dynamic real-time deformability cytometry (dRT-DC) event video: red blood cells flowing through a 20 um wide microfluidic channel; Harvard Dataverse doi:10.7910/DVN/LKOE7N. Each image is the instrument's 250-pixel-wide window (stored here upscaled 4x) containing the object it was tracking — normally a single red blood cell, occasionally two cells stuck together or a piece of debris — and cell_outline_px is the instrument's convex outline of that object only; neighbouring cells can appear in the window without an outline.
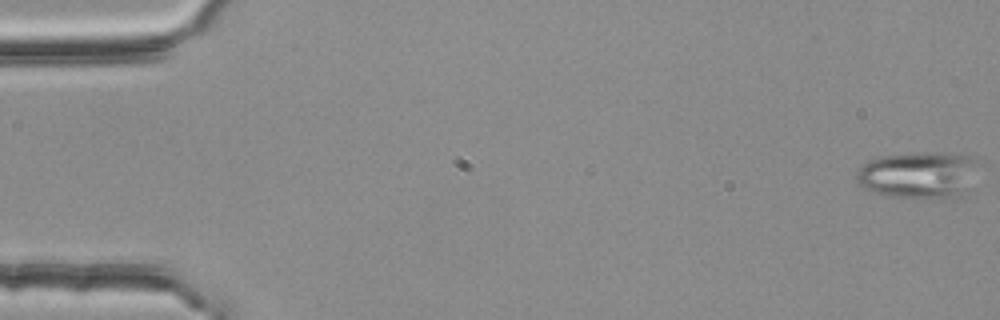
{"species": "common noctule bat (a hibernating species)", "species_latin": "Nyctalus noctula", "temperature_condition": "room temperature", "stored_images_in_passage": 55, "segment_of_instrument_passage": [1, 2], "camera_frame_rate_fps": 3000, "um_per_image_px": 0.085, "animal": {"sex": "female", "body_mass_g": 25.1}, "frame": {"image": 1, "passage_image": 1, "time_ms": 0.0, "image_size_px": [1000, 320], "cell_outline_px": [[984, 160], [968, 192], [940, 200], [892, 196], [876, 192], [864, 188], [856, 180], [856, 172], [868, 160], [880, 156], [916, 152], [944, 152], [976, 156]], "centroid_in_image_um": [78.23, 14.85], "position_along_channel_um": 6.8, "area_um2": 34.56}}